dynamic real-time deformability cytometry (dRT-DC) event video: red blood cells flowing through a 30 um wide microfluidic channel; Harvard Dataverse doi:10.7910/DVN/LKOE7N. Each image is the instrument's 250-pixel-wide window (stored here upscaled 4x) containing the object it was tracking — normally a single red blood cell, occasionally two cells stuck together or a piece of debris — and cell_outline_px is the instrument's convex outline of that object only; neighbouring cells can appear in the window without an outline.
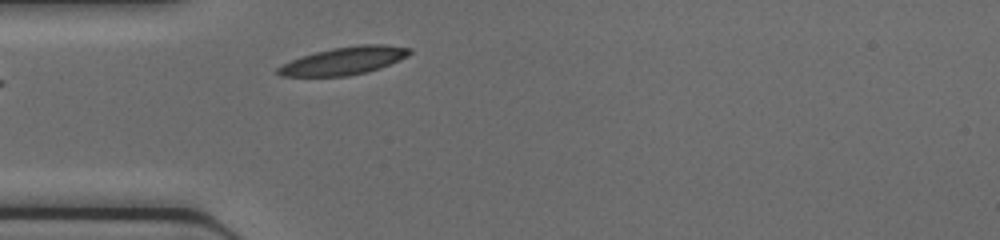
{"species": "common noctule bat (a hibernating species)", "species_latin": "Nyctalus noctula", "temperature_condition": "cold", "stored_images_in_passage": 28, "camera_frame_rate_fps": 3000, "um_per_image_px": 0.085, "animal": {"sex": "female", "body_mass_g": 17.0, "forearm_length_mm": 48.0}, "frame": {"image": 1, "passage_image": 1, "time_ms": 0.0, "image_size_px": [1000, 240], "cell_outline_px": [[412, 52], [408, 56], [400, 60], [380, 68], [368, 72], [348, 76], [280, 76], [276, 72], [276, 68], [300, 56], [332, 48], [360, 44], [384, 44], [412, 48]], "centroid_in_image_um": [29.28, 5.16], "position_along_channel_um": 55.7, "area_um2": 21.39}}
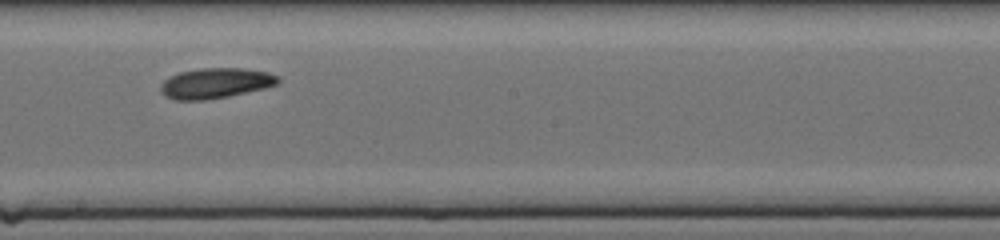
{"frame": {"image": 2, "passage_image": 13, "time_ms": 4.0, "image_size_px": [1000, 240], "cell_outline_px": [[280, 80], [276, 84], [264, 88], [228, 96], [208, 100], [176, 100], [164, 96], [160, 92], [160, 84], [164, 80], [180, 72], [200, 68], [240, 68], [268, 72], [280, 76]], "centroid_in_image_um": [18.3, 7.07], "position_along_channel_um": 229.9, "area_um2": 20.75}}
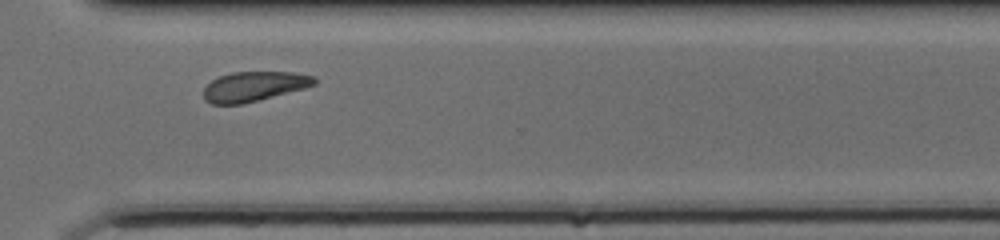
{"frame": {"image": 3, "passage_image": 21, "time_ms": 6.667, "image_size_px": [1000, 240], "cell_outline_px": [[316, 84], [304, 88], [240, 104], [212, 104], [204, 100], [204, 88], [212, 80], [220, 76], [232, 72], [292, 72], [316, 76]], "centroid_in_image_um": [21.59, 7.33], "position_along_channel_um": 349.0, "area_um2": 18.96}}